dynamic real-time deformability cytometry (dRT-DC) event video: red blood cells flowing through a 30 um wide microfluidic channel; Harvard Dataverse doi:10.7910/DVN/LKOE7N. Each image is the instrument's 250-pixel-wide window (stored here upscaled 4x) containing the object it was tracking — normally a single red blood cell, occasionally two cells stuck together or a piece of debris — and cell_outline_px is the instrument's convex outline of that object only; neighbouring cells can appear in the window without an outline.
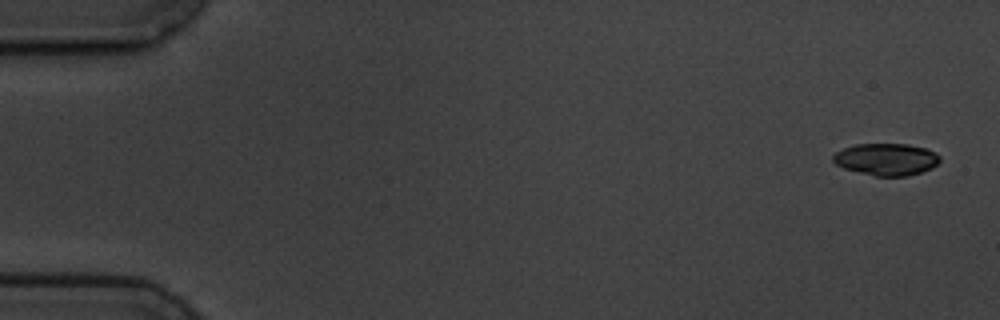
{"species": "common noctule bat (a hibernating species)", "species_latin": "Nyctalus noctula", "temperature_condition": "cold", "stored_images_in_passage": 7, "camera_frame_rate_fps": 3000, "um_per_image_px": 0.085, "animal": {"sex": "male", "body_mass_g": 19.5, "forearm_length_mm": 54.6}, "frame": {"image": 1, "passage_image": 1, "time_ms": 0.0, "image_size_px": [1000, 320], "cell_outline_px": [[940, 160], [932, 168], [908, 176], [876, 176], [844, 168], [836, 164], [832, 160], [832, 156], [836, 152], [844, 148], [856, 144], [908, 144], [924, 148], [936, 152], [940, 156]], "centroid_in_image_um": [75.34, 13.54], "position_along_channel_um": 9.7, "area_um2": 19.83}}
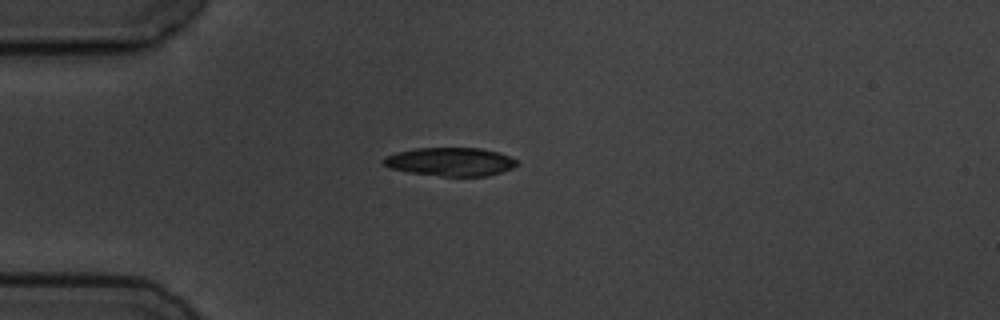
{"frame": {"image": 2, "passage_image": 5, "time_ms": 4.333, "image_size_px": [1000, 320], "cell_outline_px": [[520, 164], [512, 168], [488, 176], [440, 176], [408, 172], [392, 168], [384, 164], [380, 160], [384, 156], [396, 152], [416, 148], [480, 148], [500, 152], [516, 160]], "centroid_in_image_um": [38.28, 13.74], "position_along_channel_um": 46.7, "area_um2": 22.2}}
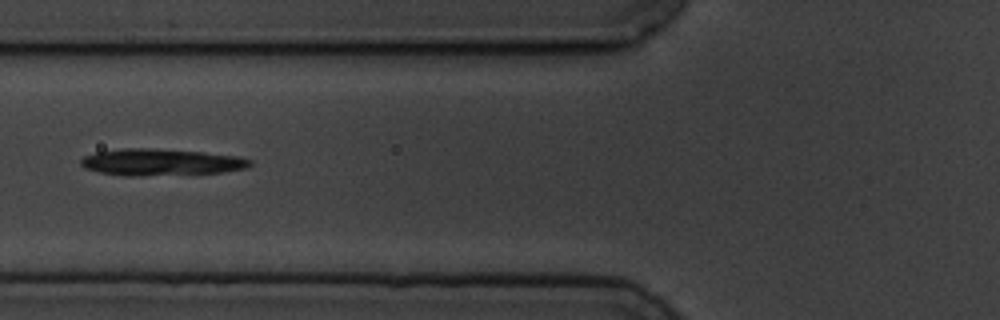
{"frame": {"image": 3, "passage_image": 7, "time_ms": 6.667, "image_size_px": [1000, 320], "cell_outline_px": [[252, 164], [248, 168], [224, 172], [136, 176], [124, 176], [100, 172], [84, 168], [80, 164], [80, 160], [84, 156], [96, 152], [124, 148], [152, 148], [204, 152], [236, 156], [252, 160]], "centroid_in_image_um": [13.68, 13.78], "position_along_channel_um": 112.1, "area_um2": 26.36}}